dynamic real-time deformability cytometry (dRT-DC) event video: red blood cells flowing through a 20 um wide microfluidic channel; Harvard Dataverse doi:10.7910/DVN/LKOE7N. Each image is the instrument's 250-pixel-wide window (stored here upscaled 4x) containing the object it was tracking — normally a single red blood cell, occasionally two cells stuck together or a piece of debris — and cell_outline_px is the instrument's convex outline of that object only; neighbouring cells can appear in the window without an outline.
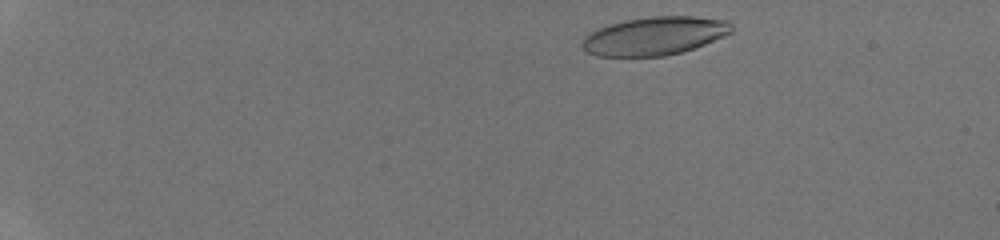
{"species": "human", "species_latin": "Homo sapiens", "temperature_condition": "room temperature", "stored_images_in_passage": 45, "camera_frame_rate_fps": 3000, "um_per_image_px": 0.085, "donor": {"sex": "male"}, "frame": {"image": 1, "passage_image": 3, "time_ms": 0.667, "image_size_px": [1000, 240], "cell_outline_px": [[732, 32], [724, 36], [704, 44], [680, 52], [664, 56], [596, 56], [584, 52], [580, 44], [584, 36], [588, 32], [596, 28], [608, 24], [624, 20], [652, 16], [692, 16], [728, 20], [732, 24]], "centroid_in_image_um": [55.57, 3.05], "position_along_channel_um": 29.4, "area_um2": 33.64}}
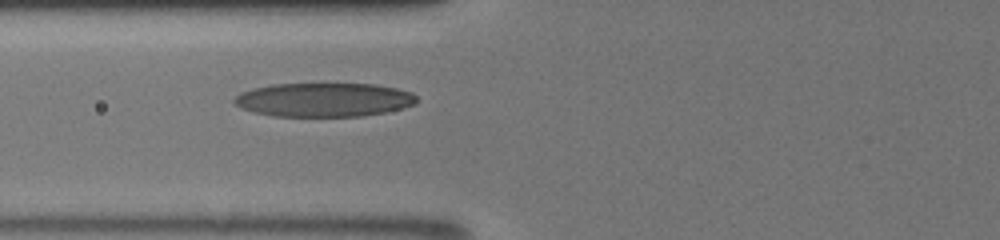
{"frame": {"image": 2, "passage_image": 17, "time_ms": 5.333, "image_size_px": [1000, 240], "cell_outline_px": [[416, 104], [404, 108], [364, 116], [272, 116], [240, 108], [232, 100], [240, 92], [252, 88], [272, 84], [372, 84], [396, 88], [412, 92], [416, 96]], "centroid_in_image_um": [27.53, 8.48], "position_along_channel_um": 98.3, "area_um2": 36.07}}
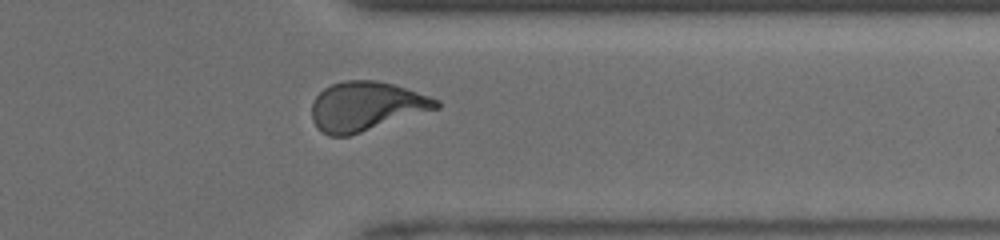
{"frame": {"image": 3, "passage_image": 37, "time_ms": 12.0, "image_size_px": [1000, 240], "cell_outline_px": [[440, 108], [348, 136], [328, 136], [320, 132], [316, 128], [312, 120], [312, 104], [316, 96], [324, 88], [332, 84], [344, 80], [376, 80], [392, 84], [440, 100]], "centroid_in_image_um": [31.09, 9.05], "position_along_channel_um": 380.3, "area_um2": 35.66}, "authors_computed_cell_mechanics": {"area_um2": 35.3158, "velocity_mm_per_s": 4.2339, "shape_relaxation_time_tau1_ms": 5.7462, "shape_relaxation_time_tau2_ms": 1.3569, "deformation_change_tau1": 0.2597, "deformation_change_tau2": 0.0846}}